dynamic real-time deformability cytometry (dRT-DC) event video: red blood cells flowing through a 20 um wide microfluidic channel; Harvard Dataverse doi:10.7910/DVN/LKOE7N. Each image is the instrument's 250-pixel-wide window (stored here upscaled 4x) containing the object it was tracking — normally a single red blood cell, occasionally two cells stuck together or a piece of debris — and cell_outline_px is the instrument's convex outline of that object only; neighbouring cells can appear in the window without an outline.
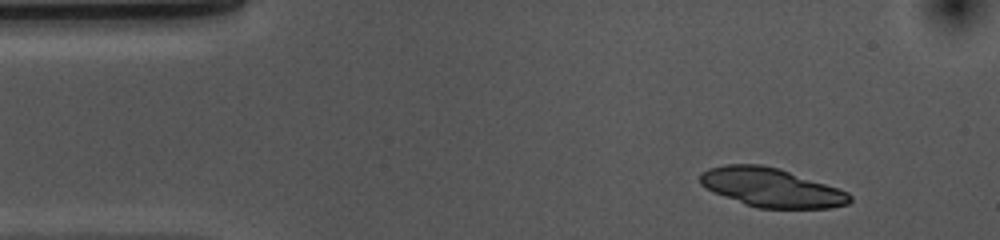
{"species": "common noctule bat (a hibernating species)", "species_latin": "Nyctalus noctula", "temperature_condition": "cold", "stored_images_in_passage": 48, "camera_frame_rate_fps": 3000, "um_per_image_px": 0.085, "animal": {"sex": "female", "body_mass_g": 10.0, "forearm_length_mm": 53.1}, "frame": {"image": 1, "passage_image": 1, "time_ms": 0.0, "image_size_px": [1000, 240], "cell_outline_px": [[852, 200], [848, 204], [828, 208], [756, 208], [744, 204], [716, 192], [700, 184], [700, 172], [708, 168], [724, 164], [760, 164], [780, 168], [848, 192], [852, 196]], "centroid_in_image_um": [65.56, 15.93], "position_along_channel_um": 19.4, "area_um2": 33.76}}
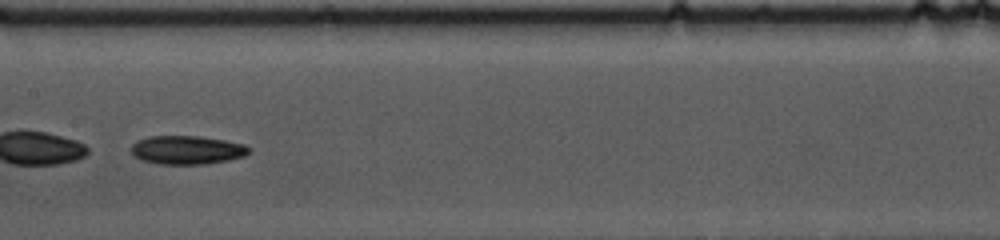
{"frame": {"image": 2, "passage_image": 21, "time_ms": 6.667, "image_size_px": [1000, 240], "cell_outline_px": [[252, 148], [244, 156], [228, 160], [204, 164], [160, 164], [140, 160], [132, 152], [132, 144], [136, 140], [148, 136], [200, 136], [224, 140], [244, 144]], "centroid_in_image_um": [15.89, 12.74], "position_along_channel_um": 191.5, "area_um2": 19.65}}